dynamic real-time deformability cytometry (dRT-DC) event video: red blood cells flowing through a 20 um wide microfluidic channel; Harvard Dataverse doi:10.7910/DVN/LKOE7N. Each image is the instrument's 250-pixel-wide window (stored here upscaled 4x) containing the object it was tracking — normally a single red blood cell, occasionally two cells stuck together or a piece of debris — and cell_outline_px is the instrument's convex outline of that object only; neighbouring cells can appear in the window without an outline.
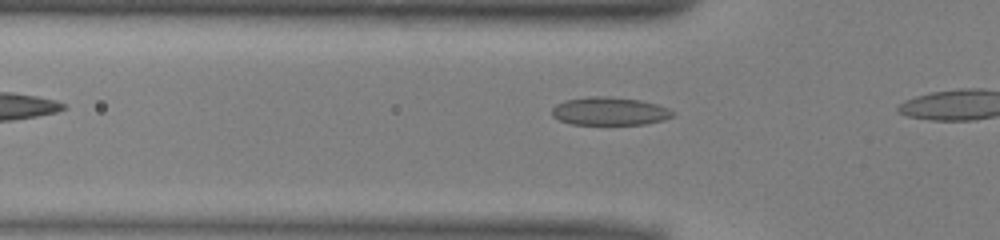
{"species": "common noctule bat (a hibernating species)", "species_latin": "Nyctalus noctula", "temperature_condition": "warm", "stored_images_in_passage": 4, "camera_frame_rate_fps": 3000, "um_per_image_px": 0.085, "animal": {"sex": "male", "body_mass_g": 13.0, "forearm_length_mm": 53.1}, "frame": {"image": 1, "passage_image": 2, "time_ms": 0.333, "image_size_px": [1000, 240], "cell_outline_px": [[676, 116], [664, 120], [644, 124], [572, 124], [560, 120], [552, 116], [552, 108], [556, 104], [564, 100], [588, 96], [608, 96], [640, 100], [656, 104], [668, 108], [676, 112]], "centroid_in_image_um": [51.84, 9.44], "position_along_channel_um": 74.0, "area_um2": 19.94}}